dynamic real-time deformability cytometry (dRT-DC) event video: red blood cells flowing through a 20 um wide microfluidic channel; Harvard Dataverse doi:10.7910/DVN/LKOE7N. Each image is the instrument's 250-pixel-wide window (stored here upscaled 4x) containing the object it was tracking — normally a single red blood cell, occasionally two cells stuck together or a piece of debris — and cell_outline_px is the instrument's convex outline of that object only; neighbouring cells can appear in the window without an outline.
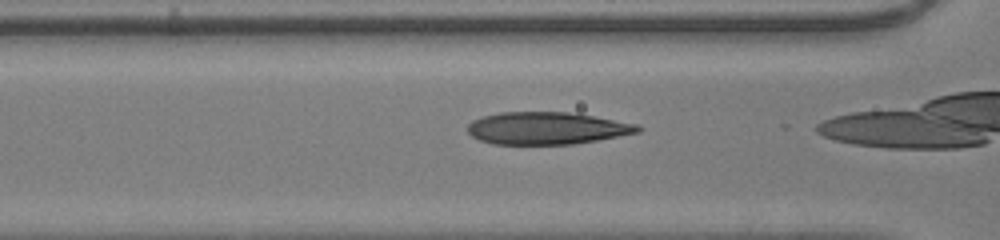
{"species": "human", "species_latin": "Homo sapiens", "temperature_condition": "room temperature", "stored_images_in_passage": 34, "camera_frame_rate_fps": 3000, "um_per_image_px": 0.085, "donor": {"sex": "male"}, "frame": {"image": 1, "passage_image": 14, "time_ms": 4.333, "image_size_px": [1000, 240], "cell_outline_px": [[644, 128], [640, 132], [596, 140], [572, 144], [496, 144], [480, 140], [472, 136], [468, 132], [468, 124], [472, 120], [484, 116], [500, 112], [568, 112], [640, 124]], "centroid_in_image_um": [46.5, 10.89], "position_along_channel_um": 120.1, "area_um2": 31.96}}
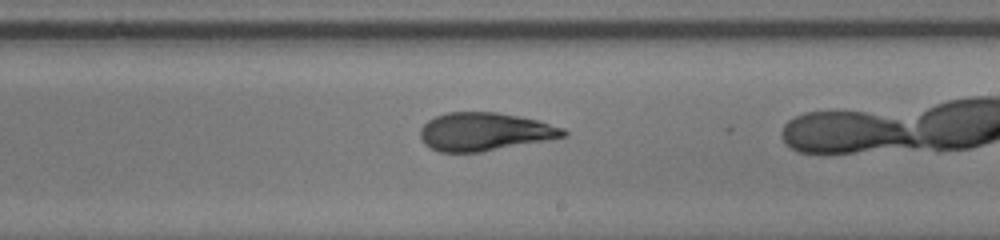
{"frame": {"image": 2, "passage_image": 23, "time_ms": 7.333, "image_size_px": [1000, 240], "cell_outline_px": [[568, 136], [548, 140], [480, 152], [440, 152], [424, 144], [420, 136], [420, 128], [428, 120], [436, 116], [448, 112], [496, 112], [520, 116], [536, 120], [564, 128], [568, 132]], "centroid_in_image_um": [41.2, 11.19], "position_along_channel_um": 247.8, "area_um2": 31.79}}
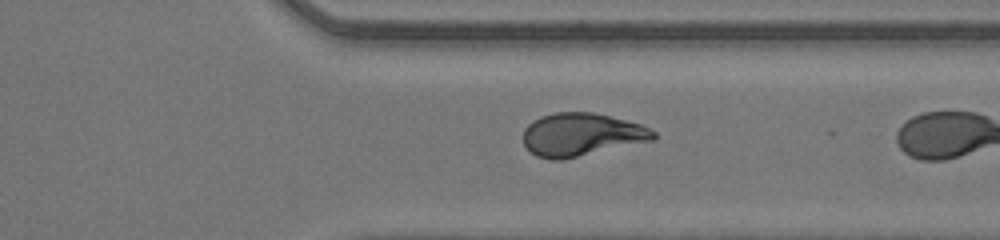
{"frame": {"image": 3, "passage_image": 31, "time_ms": 10.0, "image_size_px": [1000, 240], "cell_outline_px": [[656, 136], [652, 140], [564, 160], [552, 160], [536, 156], [524, 144], [524, 128], [532, 120], [540, 116], [556, 112], [592, 112], [640, 124], [656, 132]], "centroid_in_image_um": [49.39, 11.45], "position_along_channel_um": 362.0, "area_um2": 32.48}}